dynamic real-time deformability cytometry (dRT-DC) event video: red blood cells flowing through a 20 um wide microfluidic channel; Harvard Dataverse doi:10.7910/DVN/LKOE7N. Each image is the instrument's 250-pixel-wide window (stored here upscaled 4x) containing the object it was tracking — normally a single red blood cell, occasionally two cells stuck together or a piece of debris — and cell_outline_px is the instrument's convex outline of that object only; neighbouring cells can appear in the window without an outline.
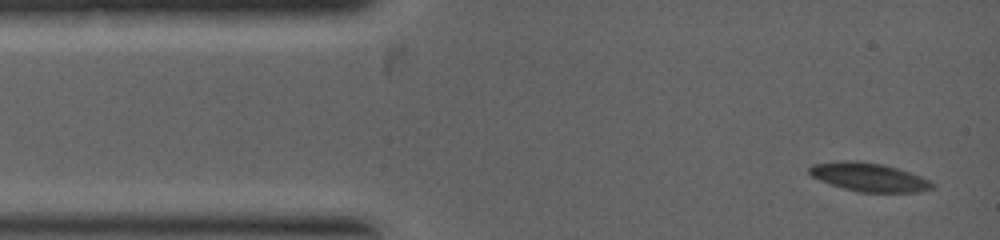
{"species": "common noctule bat (a hibernating species)", "species_latin": "Nyctalus noctula", "temperature_condition": "warm", "stored_images_in_passage": 3, "camera_frame_rate_fps": 5000, "um_per_image_px": 0.085, "animal": {"sex": "female", "body_mass_g": 19.0, "forearm_length_mm": 53.3}, "frame": {"image": 1, "passage_image": 1, "time_ms": 0.0, "image_size_px": [1000, 240], "cell_outline_px": [[936, 184], [932, 188], [916, 192], [860, 192], [844, 188], [820, 180], [812, 176], [808, 172], [808, 168], [812, 164], [836, 160], [856, 160], [880, 164], [896, 168], [920, 176]], "centroid_in_image_um": [73.81, 15.04], "position_along_channel_um": 11.2, "area_um2": 20.29}}
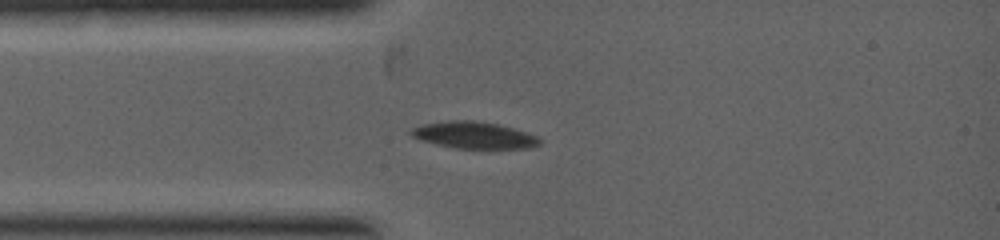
{"frame": {"image": 2, "passage_image": 3, "time_ms": 1.4, "image_size_px": [1000, 240], "cell_outline_px": [[544, 140], [540, 144], [528, 148], [456, 148], [436, 144], [420, 140], [412, 136], [408, 132], [412, 128], [424, 124], [448, 120], [472, 120], [496, 124], [512, 128], [536, 136]], "centroid_in_image_um": [40.27, 11.49], "position_along_channel_um": 44.7, "area_um2": 19.88}}